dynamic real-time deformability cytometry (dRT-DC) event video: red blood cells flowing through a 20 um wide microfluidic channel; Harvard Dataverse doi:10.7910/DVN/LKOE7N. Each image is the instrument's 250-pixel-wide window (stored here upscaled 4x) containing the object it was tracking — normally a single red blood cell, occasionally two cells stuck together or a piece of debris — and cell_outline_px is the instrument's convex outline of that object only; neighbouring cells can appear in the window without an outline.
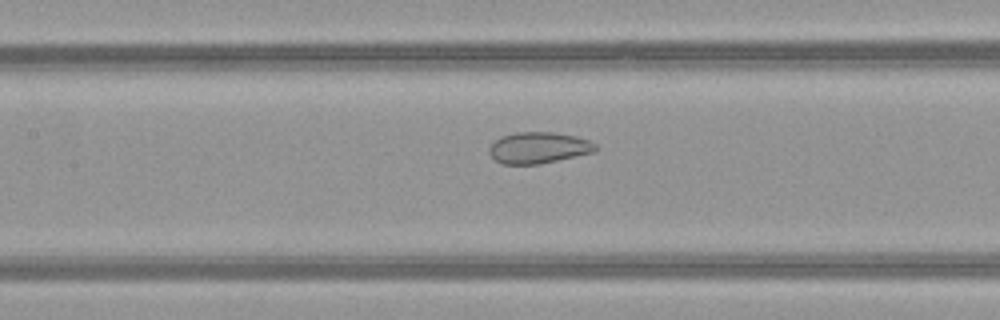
{"species": "common noctule bat (a hibernating species)", "species_latin": "Nyctalus noctula", "temperature_condition": "warm", "stored_images_in_passage": 51, "camera_frame_rate_fps": 3000, "um_per_image_px": 0.085, "animal": {"sex": "female", "body_mass_g": 21.9}, "frame": {"image": 1, "passage_image": 24, "time_ms": 7.667, "image_size_px": [1000, 320], "cell_outline_px": [[600, 148], [596, 152], [540, 164], [504, 164], [496, 160], [488, 152], [488, 148], [500, 136], [516, 132], [556, 132], [576, 136], [588, 140], [596, 144]], "centroid_in_image_um": [45.82, 12.55], "position_along_channel_um": 161.6, "area_um2": 19.59}}
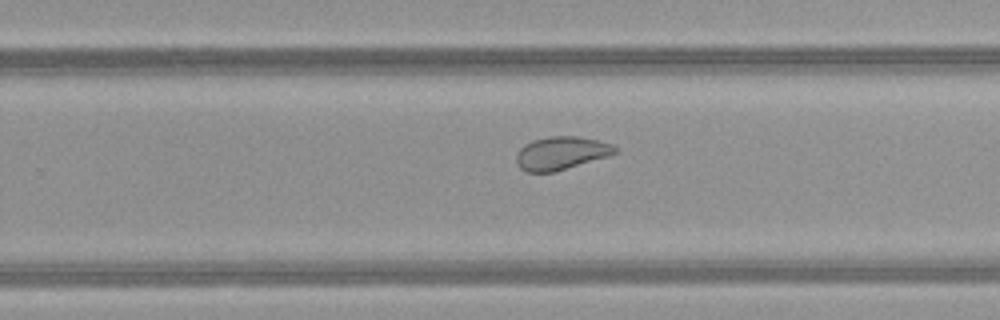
{"frame": {"image": 2, "passage_image": 33, "time_ms": 10.667, "image_size_px": [1000, 320], "cell_outline_px": [[616, 152], [608, 156], [556, 172], [528, 172], [520, 168], [516, 164], [516, 156], [520, 148], [524, 144], [532, 140], [548, 136], [576, 136], [596, 140], [612, 144], [616, 148]], "centroid_in_image_um": [47.66, 13.02], "position_along_channel_um": 282.1, "area_um2": 19.07}}
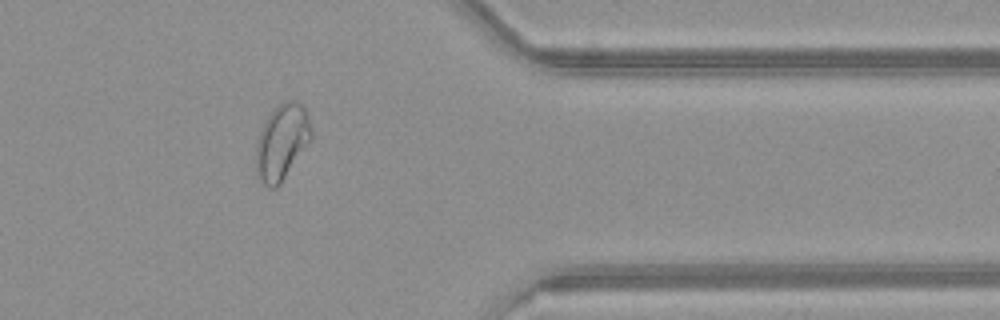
{"frame": {"image": 3, "passage_image": 42, "time_ms": 13.667, "image_size_px": [1000, 320], "cell_outline_px": [[312, 140], [280, 184], [276, 188], [268, 188], [256, 176], [256, 144], [264, 120], [272, 108], [284, 100], [296, 100], [308, 112], [312, 132]], "centroid_in_image_um": [23.96, 12.05], "position_along_channel_um": 387.4, "area_um2": 24.85}, "authors_computed_cell_mechanics": {"area_um2": 25.143, "velocity_mm_per_s": 4.0314, "shape_relaxation_time_tau1_ms": null, "shape_relaxation_time_tau2_ms": 1.0529, "deformation_change_tau1": null, "deformation_change_tau2": 0.065}}